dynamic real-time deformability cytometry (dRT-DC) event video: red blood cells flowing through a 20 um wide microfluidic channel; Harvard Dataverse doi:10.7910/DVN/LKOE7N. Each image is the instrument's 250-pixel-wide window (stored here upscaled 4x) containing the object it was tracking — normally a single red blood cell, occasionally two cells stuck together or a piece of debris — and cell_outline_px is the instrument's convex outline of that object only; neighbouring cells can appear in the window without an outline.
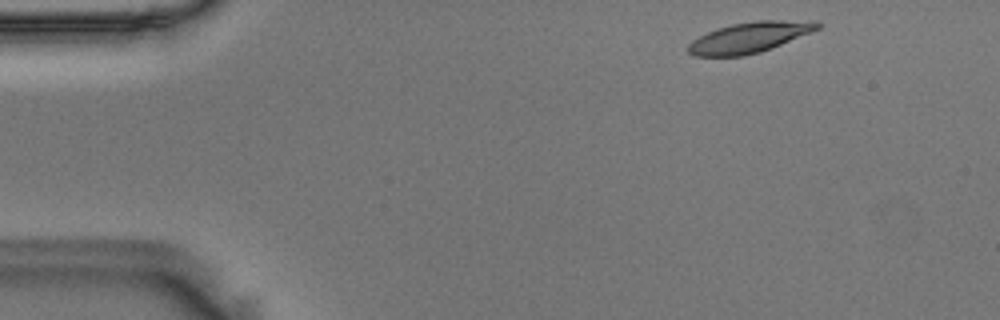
{"species": "Egyptian fruit bat (a non-hibernating species)", "species_latin": "Rousettus aegyptiacus", "temperature_condition": "room temperature", "stored_images_in_passage": 51, "camera_frame_rate_fps": 3000, "um_per_image_px": 0.085, "animal": {"sex": "male"}, "frame": {"image": 1, "passage_image": 2, "time_ms": 0.333, "image_size_px": [1000, 320], "cell_outline_px": [[820, 28], [812, 32], [760, 52], [744, 56], [692, 56], [688, 52], [688, 44], [692, 40], [716, 28], [732, 24], [756, 20], [816, 20], [820, 24]], "centroid_in_image_um": [63.72, 3.17], "position_along_channel_um": 21.3, "area_um2": 23.12}}
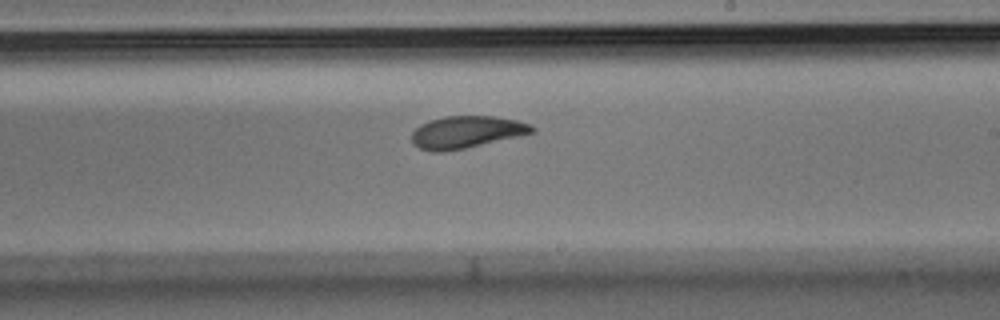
{"frame": {"image": 2, "passage_image": 28, "time_ms": 9.0, "image_size_px": [1000, 320], "cell_outline_px": [[536, 132], [464, 148], [444, 152], [432, 152], [420, 148], [412, 144], [412, 132], [420, 124], [428, 120], [444, 116], [496, 116], [516, 120], [532, 124], [536, 128]], "centroid_in_image_um": [39.64, 11.22], "position_along_channel_um": 249.4, "area_um2": 22.66}}
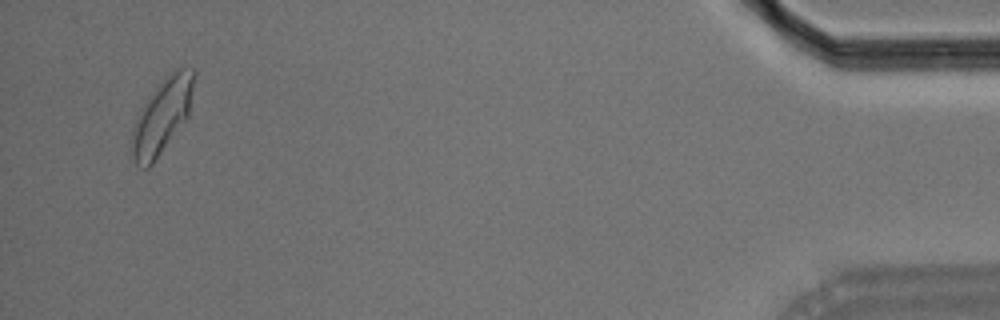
{"frame": {"image": 3, "passage_image": 49, "time_ms": 16.0, "image_size_px": [1000, 320], "cell_outline_px": [[196, 72], [188, 116], [152, 164], [148, 168], [140, 168], [136, 164], [128, 152], [132, 128], [140, 108], [156, 88], [176, 68], [196, 68]], "centroid_in_image_um": [13.73, 9.91], "position_along_channel_um": 421.5, "area_um2": 26.99}}